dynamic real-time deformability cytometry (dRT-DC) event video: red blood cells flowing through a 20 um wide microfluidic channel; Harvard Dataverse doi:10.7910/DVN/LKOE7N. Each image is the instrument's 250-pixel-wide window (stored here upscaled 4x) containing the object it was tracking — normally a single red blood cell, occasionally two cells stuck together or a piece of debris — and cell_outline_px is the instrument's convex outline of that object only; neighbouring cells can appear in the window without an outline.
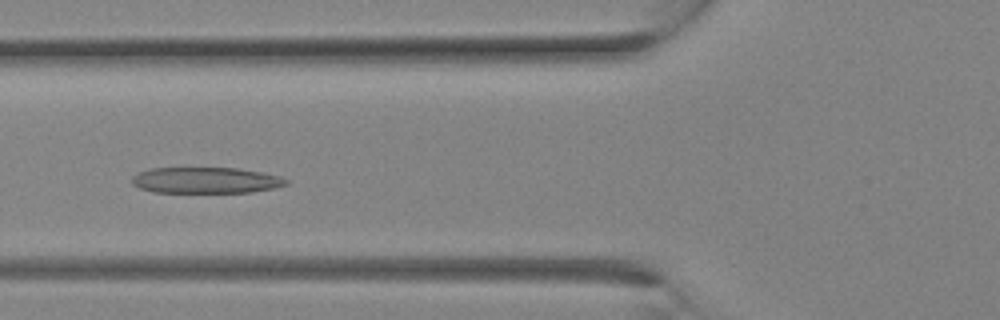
{"species": "Egyptian fruit bat (a non-hibernating species)", "species_latin": "Rousettus aegyptiacus", "temperature_condition": "room temperature", "stored_images_in_passage": 13, "camera_frame_rate_fps": 3000, "um_per_image_px": 0.085, "animal": {"sex": "female"}, "frame": {"image": 1, "passage_image": 10, "time_ms": 3.0, "image_size_px": [1000, 320], "cell_outline_px": [[288, 184], [272, 188], [252, 192], [152, 192], [140, 188], [132, 184], [132, 176], [148, 168], [236, 168], [260, 172], [280, 176], [288, 180]], "centroid_in_image_um": [17.47, 15.32], "position_along_channel_um": 108.3, "area_um2": 23.29}}
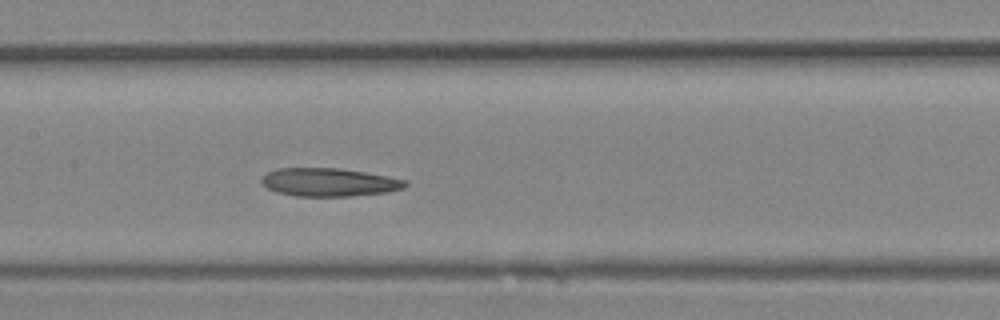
{"frame": {"image": 2, "passage_image": 13, "time_ms": 4.0, "image_size_px": [1000, 320], "cell_outline_px": [[408, 184], [404, 188], [388, 192], [352, 196], [296, 196], [276, 192], [268, 188], [260, 180], [268, 172], [280, 168], [340, 168], [388, 176], [408, 180]], "centroid_in_image_um": [28.02, 15.49], "position_along_channel_um": 179.4, "area_um2": 23.64}}